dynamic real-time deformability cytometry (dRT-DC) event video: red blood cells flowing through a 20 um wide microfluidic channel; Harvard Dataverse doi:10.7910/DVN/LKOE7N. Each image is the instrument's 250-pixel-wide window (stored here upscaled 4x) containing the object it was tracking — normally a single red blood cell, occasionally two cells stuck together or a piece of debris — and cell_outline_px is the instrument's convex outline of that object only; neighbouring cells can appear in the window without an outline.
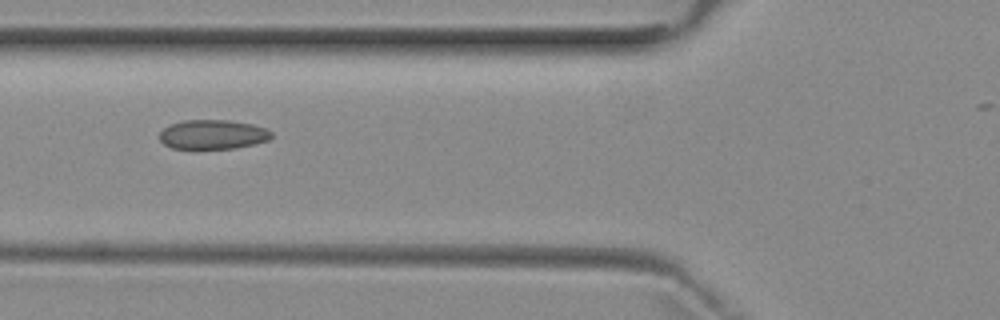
{"species": "common noctule bat (a hibernating species)", "species_latin": "Nyctalus noctula", "temperature_condition": "room temperature", "stored_images_in_passage": 7, "camera_frame_rate_fps": 3000, "um_per_image_px": 0.085, "animal": {"sex": "female", "body_mass_g": 29.2, "forearm_length_mm": 56.3}, "frame": {"image": 1, "passage_image": 5, "time_ms": 5.667, "image_size_px": [1000, 320], "cell_outline_px": [[272, 136], [268, 140], [256, 144], [236, 148], [172, 148], [164, 144], [160, 140], [160, 132], [164, 128], [172, 124], [184, 120], [228, 120], [252, 124], [264, 128], [272, 132]], "centroid_in_image_um": [18.1, 11.43], "position_along_channel_um": 107.7, "area_um2": 19.02}}
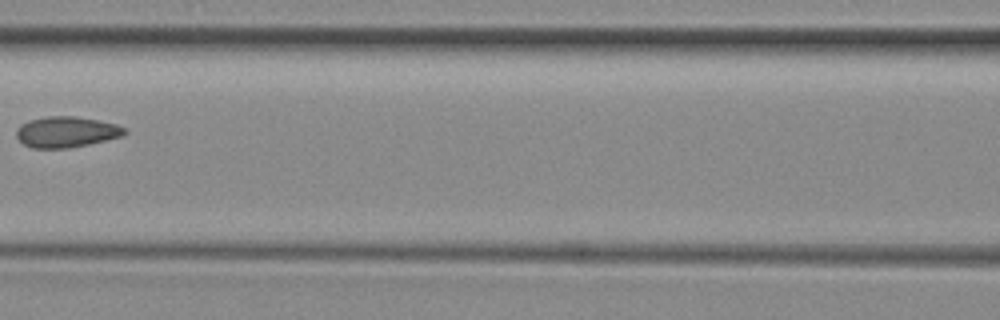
{"frame": {"image": 2, "passage_image": 6, "time_ms": 7.0, "image_size_px": [1000, 320], "cell_outline_px": [[128, 132], [120, 136], [88, 144], [68, 148], [32, 148], [24, 144], [16, 136], [16, 128], [20, 124], [28, 120], [48, 116], [76, 116], [116, 124], [124, 128]], "centroid_in_image_um": [5.59, 11.21], "position_along_channel_um": 161.0, "area_um2": 19.31}}
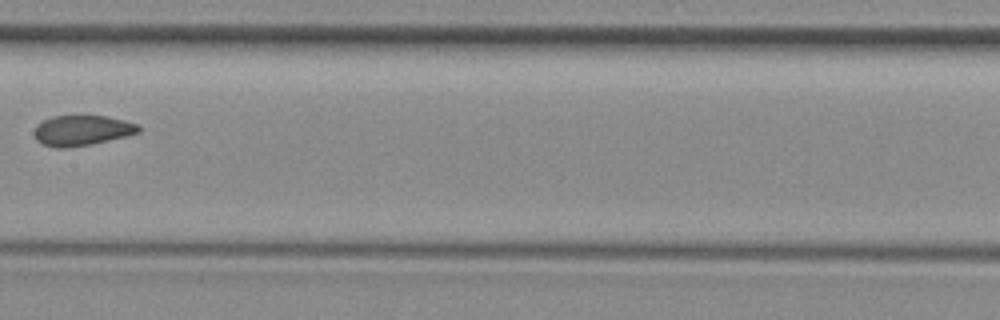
{"frame": {"image": 3, "passage_image": 7, "time_ms": 8.0, "image_size_px": [1000, 320], "cell_outline_px": [[140, 132], [92, 144], [68, 148], [56, 148], [40, 144], [36, 140], [32, 132], [36, 124], [52, 116], [108, 116], [140, 124]], "centroid_in_image_um": [6.92, 11.09], "position_along_channel_um": 200.5, "area_um2": 18.67}}